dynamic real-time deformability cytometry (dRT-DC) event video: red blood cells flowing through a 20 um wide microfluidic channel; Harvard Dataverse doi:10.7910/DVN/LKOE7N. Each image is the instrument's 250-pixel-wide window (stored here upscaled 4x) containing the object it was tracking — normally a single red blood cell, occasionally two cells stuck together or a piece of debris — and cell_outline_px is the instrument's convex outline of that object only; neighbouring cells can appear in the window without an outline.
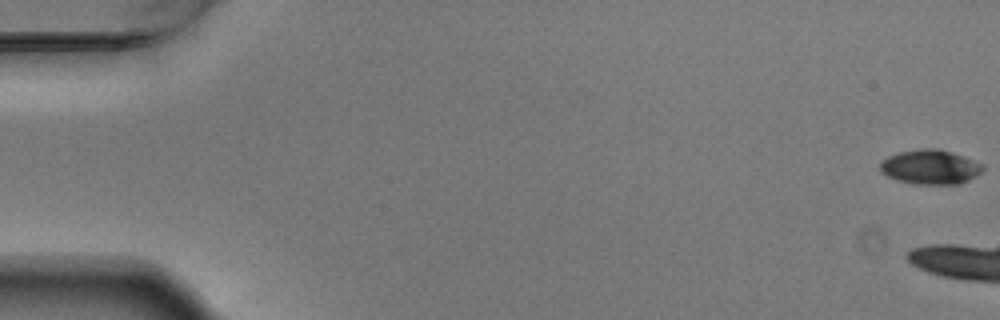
{"species": "Egyptian fruit bat (a non-hibernating species)", "species_latin": "Rousettus aegyptiacus", "temperature_condition": "warm", "stored_images_in_passage": 4, "camera_frame_rate_fps": 3000, "um_per_image_px": 0.085, "animal": {"sex": "male"}, "frame": {"image": 1, "passage_image": 1, "time_ms": 0.0, "image_size_px": [1000, 320], "cell_outline_px": [[984, 168], [976, 176], [960, 184], [916, 184], [896, 180], [880, 172], [880, 164], [888, 156], [900, 152], [920, 148], [936, 148], [984, 164]], "centroid_in_image_um": [79.05, 14.21], "position_along_channel_um": 5.9, "area_um2": 20.4}}